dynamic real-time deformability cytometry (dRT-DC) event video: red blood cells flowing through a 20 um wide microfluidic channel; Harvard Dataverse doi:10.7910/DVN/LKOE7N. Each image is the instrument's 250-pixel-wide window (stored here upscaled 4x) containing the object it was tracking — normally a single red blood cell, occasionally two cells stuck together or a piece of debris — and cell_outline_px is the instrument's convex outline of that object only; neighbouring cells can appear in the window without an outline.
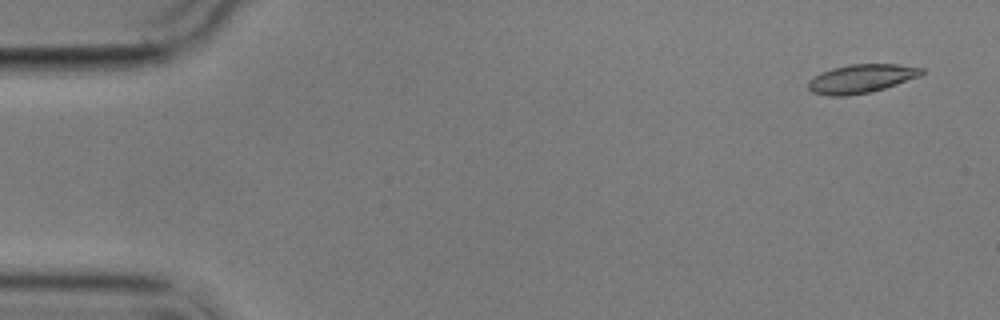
{"species": "common noctule bat (a hibernating species)", "species_latin": "Nyctalus noctula", "temperature_condition": "cold", "stored_images_in_passage": 6, "camera_frame_rate_fps": 3000, "um_per_image_px": 0.085, "animal": {"sex": "male", "body_mass_g": 17.9}, "frame": {"image": 1, "passage_image": 1, "time_ms": 0.0, "image_size_px": [1000, 320], "cell_outline_px": [[924, 72], [920, 76], [872, 92], [848, 96], [828, 96], [812, 92], [808, 88], [808, 80], [832, 68], [852, 64], [896, 64], [924, 68]], "centroid_in_image_um": [73.21, 6.69], "position_along_channel_um": 11.8, "area_um2": 18.84}}
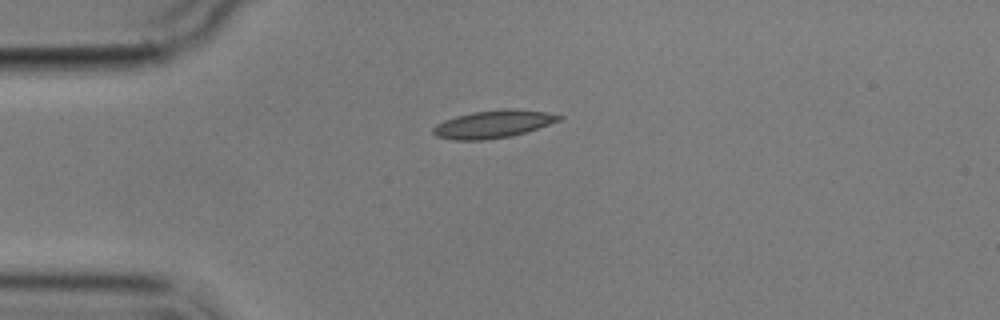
{"frame": {"image": 2, "passage_image": 4, "time_ms": 3.667, "image_size_px": [1000, 320], "cell_outline_px": [[564, 116], [560, 120], [512, 136], [484, 140], [452, 140], [436, 136], [432, 132], [432, 128], [436, 124], [444, 120], [456, 116], [472, 112], [504, 108], [508, 108], [544, 112]], "centroid_in_image_um": [41.86, 10.55], "position_along_channel_um": 43.1, "area_um2": 20.17}}
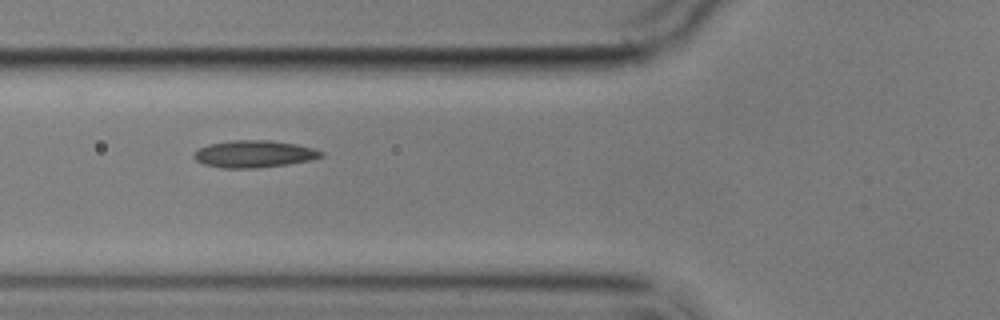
{"frame": {"image": 3, "passage_image": 6, "time_ms": 6.0, "image_size_px": [1000, 320], "cell_outline_px": [[324, 156], [312, 160], [288, 164], [256, 168], [220, 168], [204, 164], [196, 160], [192, 156], [200, 148], [212, 144], [232, 140], [268, 140], [296, 144], [312, 148], [324, 152]], "centroid_in_image_um": [21.63, 13.09], "position_along_channel_um": 104.2, "area_um2": 20.0}}